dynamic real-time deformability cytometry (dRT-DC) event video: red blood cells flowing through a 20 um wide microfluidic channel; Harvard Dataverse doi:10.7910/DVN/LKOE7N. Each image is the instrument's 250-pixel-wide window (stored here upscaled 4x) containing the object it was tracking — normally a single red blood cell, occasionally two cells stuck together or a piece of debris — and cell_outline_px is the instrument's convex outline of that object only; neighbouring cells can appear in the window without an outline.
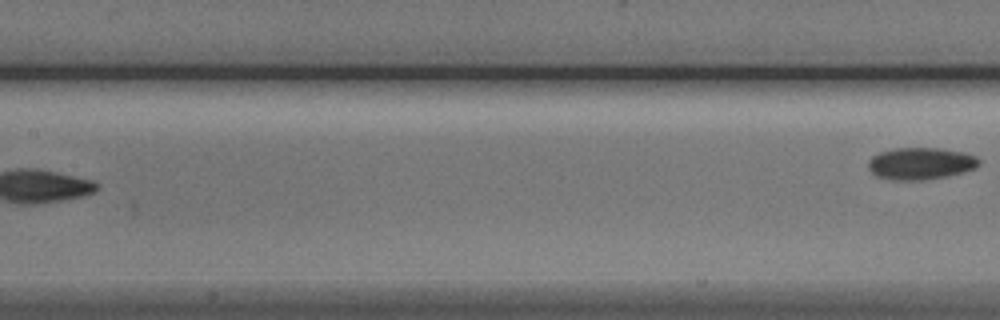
{"species": "Egyptian fruit bat (a non-hibernating species)", "species_latin": "Rousettus aegyptiacus", "temperature_condition": "cold", "stored_images_in_passage": 8, "segment_of_instrument_passage": [2, 2], "camera_frame_rate_fps": 3000, "um_per_image_px": 0.085, "animal": {"sex": "male"}, "frame": {"image": 1, "passage_image": 8, "time_ms": 8.333, "image_size_px": [1000, 320], "cell_outline_px": [[980, 164], [976, 168], [964, 172], [948, 176], [920, 180], [892, 180], [876, 176], [868, 168], [868, 160], [872, 156], [880, 152], [896, 148], [940, 148], [964, 152], [976, 156], [980, 160]], "centroid_in_image_um": [78.27, 13.9], "position_along_channel_um": 129.1, "area_um2": 20.81}}